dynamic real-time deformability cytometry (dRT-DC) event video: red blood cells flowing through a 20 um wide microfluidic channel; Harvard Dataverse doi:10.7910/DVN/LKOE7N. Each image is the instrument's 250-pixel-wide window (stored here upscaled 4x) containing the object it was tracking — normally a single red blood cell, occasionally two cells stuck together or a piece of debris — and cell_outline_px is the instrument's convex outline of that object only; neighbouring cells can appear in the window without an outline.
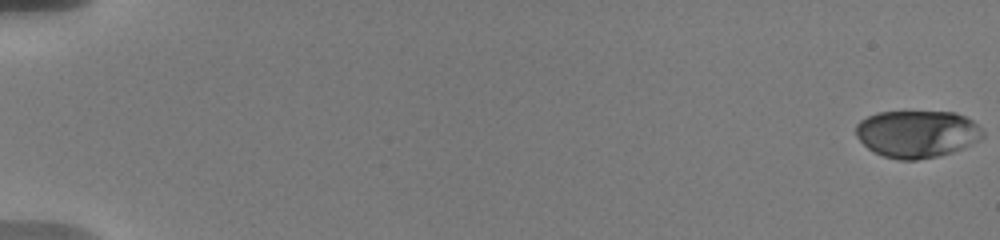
{"species": "human", "species_latin": "Homo sapiens", "temperature_condition": "warm", "stored_images_in_passage": 21, "camera_frame_rate_fps": 3000, "um_per_image_px": 0.085, "donor": {"sex": "male"}, "frame": {"image": 1, "passage_image": 1, "time_ms": 0.0, "image_size_px": [1000, 240], "cell_outline_px": [[984, 136], [952, 152], [936, 156], [916, 160], [900, 160], [884, 156], [868, 148], [856, 136], [856, 124], [860, 120], [876, 112], [956, 112], [972, 120], [984, 132]], "centroid_in_image_um": [77.91, 11.37], "position_along_channel_um": 7.1, "area_um2": 34.56}}
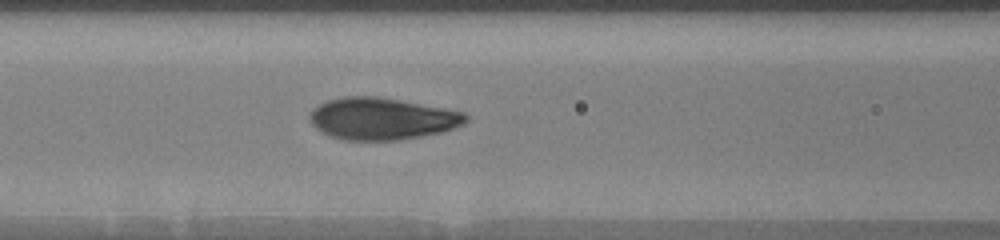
{"frame": {"image": 2, "passage_image": 12, "time_ms": 8.667, "image_size_px": [1000, 240], "cell_outline_px": [[468, 120], [464, 124], [444, 132], [400, 140], [344, 140], [332, 136], [316, 128], [312, 124], [308, 116], [312, 108], [328, 100], [344, 96], [376, 96], [448, 108], [464, 112], [468, 116]], "centroid_in_image_um": [32.5, 10.08], "position_along_channel_um": 134.1, "area_um2": 38.38}}
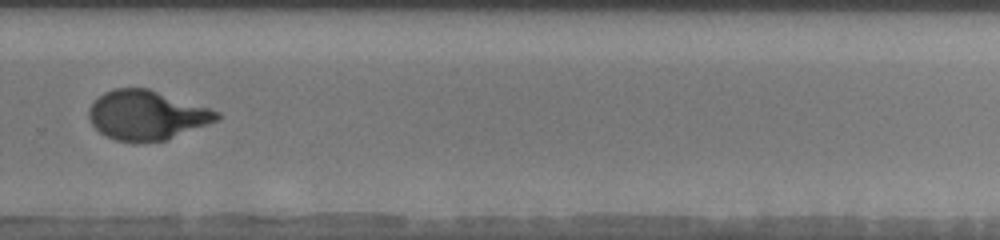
{"frame": {"image": 3, "passage_image": 20, "time_ms": 13.667, "image_size_px": [1000, 240], "cell_outline_px": [[220, 116], [216, 120], [168, 140], [136, 144], [116, 140], [100, 132], [92, 124], [88, 116], [88, 108], [104, 92], [112, 88], [148, 88], [212, 108], [220, 112]], "centroid_in_image_um": [12.47, 9.8], "position_along_channel_um": 317.3, "area_um2": 37.11}}